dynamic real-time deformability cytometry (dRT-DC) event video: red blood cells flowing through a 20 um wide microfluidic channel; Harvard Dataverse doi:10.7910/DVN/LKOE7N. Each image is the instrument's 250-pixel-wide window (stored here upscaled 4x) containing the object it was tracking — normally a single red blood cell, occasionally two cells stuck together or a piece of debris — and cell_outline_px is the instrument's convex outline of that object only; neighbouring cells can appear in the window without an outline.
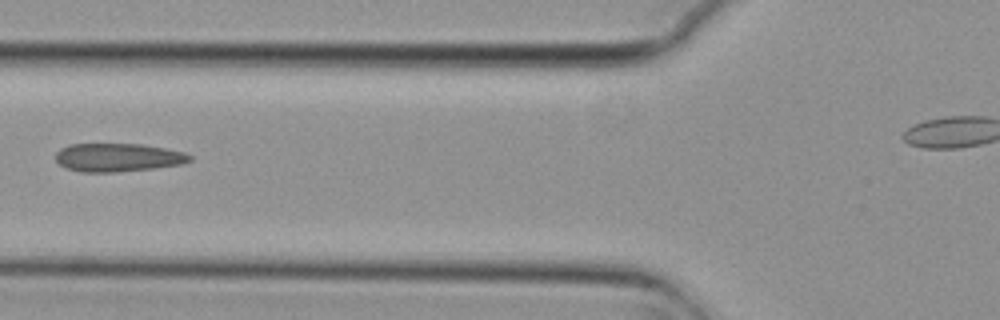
{"species": "common noctule bat (a hibernating species)", "species_latin": "Nyctalus noctula", "temperature_condition": "cold", "stored_images_in_passage": 6, "camera_frame_rate_fps": 3000, "um_per_image_px": 0.085, "animal": {"sex": "female", "body_mass_g": 29.2, "forearm_length_mm": 56.3}, "frame": {"image": 1, "passage_image": 6, "time_ms": 1.667, "image_size_px": [1000, 320], "cell_outline_px": [[192, 160], [180, 164], [156, 168], [116, 172], [80, 172], [64, 168], [56, 160], [56, 152], [60, 148], [68, 144], [140, 144], [164, 148], [184, 152], [192, 156]], "centroid_in_image_um": [9.99, 13.39], "position_along_channel_um": 115.8, "area_um2": 22.25}}